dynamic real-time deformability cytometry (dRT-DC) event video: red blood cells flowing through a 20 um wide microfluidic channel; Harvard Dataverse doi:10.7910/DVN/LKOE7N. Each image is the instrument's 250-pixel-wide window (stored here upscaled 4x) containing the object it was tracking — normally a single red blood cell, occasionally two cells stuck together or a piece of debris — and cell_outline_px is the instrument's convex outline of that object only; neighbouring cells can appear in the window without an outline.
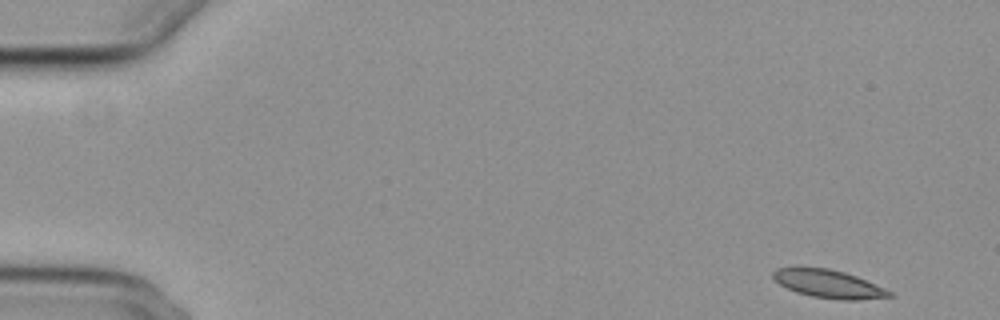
{"species": "common noctule bat (a hibernating species)", "species_latin": "Nyctalus noctula", "temperature_condition": "cold", "stored_images_in_passage": 54, "segment_of_instrument_passage": [1, 2], "camera_frame_rate_fps": 3000, "um_per_image_px": 0.085, "animal": {"sex": "female", "body_mass_g": 29.2, "forearm_length_mm": 56.3}, "frame": {"image": 1, "passage_image": 1, "time_ms": 0.0, "image_size_px": [1000, 320], "cell_outline_px": [[892, 296], [856, 300], [840, 300], [812, 296], [796, 292], [780, 284], [772, 276], [772, 272], [776, 268], [796, 264], [828, 268], [844, 272], [856, 276], [884, 288], [892, 292]], "centroid_in_image_um": [70.33, 24.08], "position_along_channel_um": 14.7, "area_um2": 19.42}}
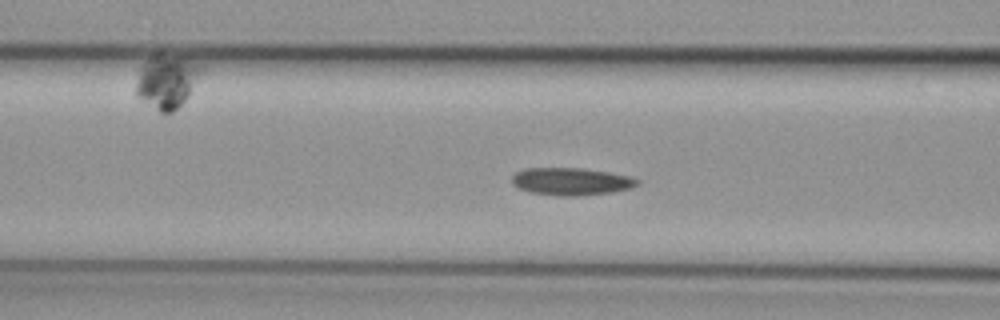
{"frame": {"image": 2, "passage_image": 20, "time_ms": 6.333, "image_size_px": [1000, 320], "cell_outline_px": [[640, 184], [632, 188], [612, 192], [576, 196], [560, 196], [528, 192], [512, 184], [512, 176], [516, 172], [524, 168], [580, 168], [608, 172], [632, 176], [640, 180]], "centroid_in_image_um": [48.57, 15.42], "position_along_channel_um": 118.0, "area_um2": 20.23}}
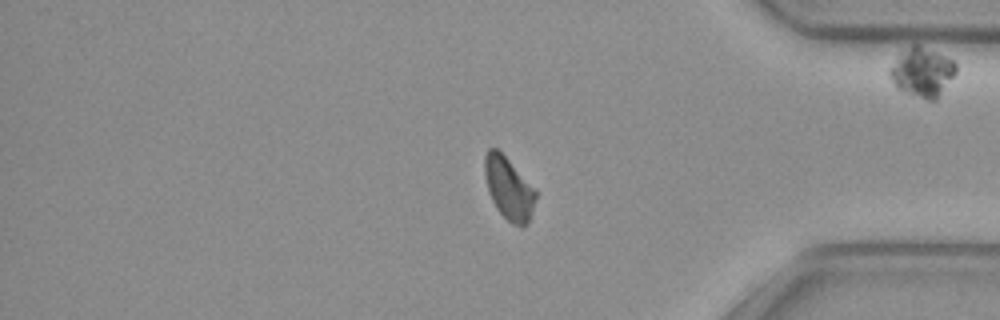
{"frame": {"image": 3, "passage_image": 44, "time_ms": 14.333, "image_size_px": [1000, 320], "cell_outline_px": [[536, 196], [528, 220], [520, 228], [512, 224], [496, 208], [488, 192], [484, 176], [484, 156], [488, 148], [496, 148], [536, 188]], "centroid_in_image_um": [43.21, 15.99], "position_along_channel_um": 392.0, "area_um2": 18.38}}